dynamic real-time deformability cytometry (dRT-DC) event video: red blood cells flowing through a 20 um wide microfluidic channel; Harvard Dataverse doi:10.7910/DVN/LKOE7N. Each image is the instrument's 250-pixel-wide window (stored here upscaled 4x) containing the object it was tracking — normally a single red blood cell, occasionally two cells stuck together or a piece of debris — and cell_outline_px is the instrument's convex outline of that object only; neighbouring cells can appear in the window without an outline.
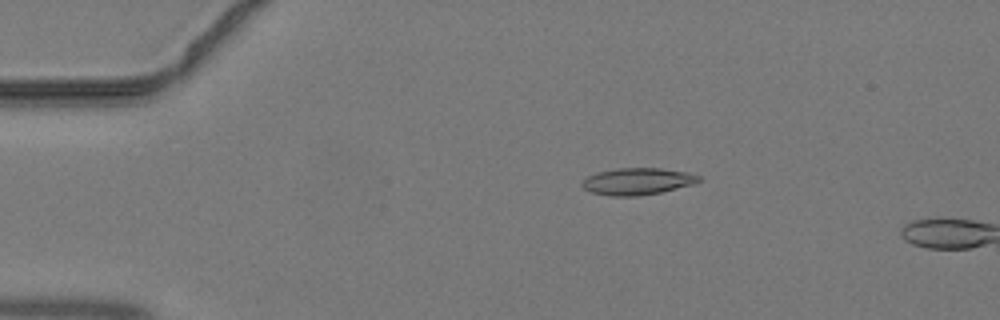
{"species": "common noctule bat (a hibernating species)", "species_latin": "Nyctalus noctula", "temperature_condition": "warm", "stored_images_in_passage": 10, "camera_frame_rate_fps": 3000, "um_per_image_px": 0.085, "animal": {"sex": "male", "body_mass_g": 19.2, "forearm_length_mm": 51.8}, "frame": {"image": 1, "passage_image": 9, "time_ms": 2.667, "image_size_px": [1000, 320], "cell_outline_px": [[700, 180], [696, 184], [660, 192], [636, 196], [612, 196], [592, 192], [584, 188], [580, 184], [588, 176], [596, 172], [616, 168], [660, 168], [688, 172], [700, 176]], "centroid_in_image_um": [54.2, 15.41], "position_along_channel_um": 30.8, "area_um2": 18.26}}